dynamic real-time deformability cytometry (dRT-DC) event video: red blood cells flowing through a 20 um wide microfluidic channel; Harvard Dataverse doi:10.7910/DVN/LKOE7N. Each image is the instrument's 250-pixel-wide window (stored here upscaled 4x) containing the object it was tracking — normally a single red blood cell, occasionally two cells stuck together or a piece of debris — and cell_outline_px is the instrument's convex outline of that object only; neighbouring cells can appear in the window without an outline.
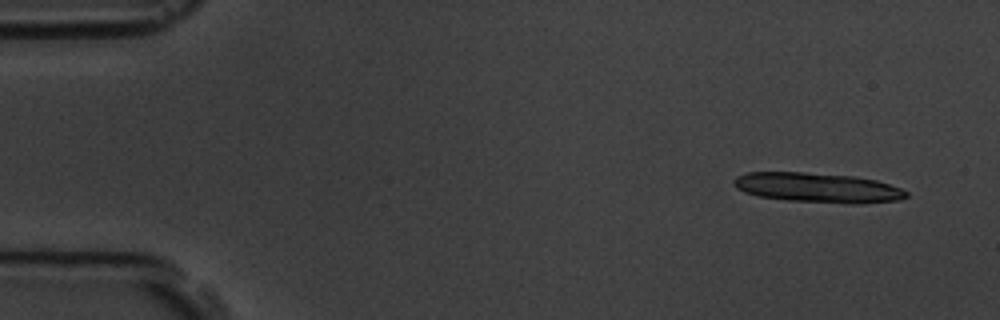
{"species": "common noctule bat (a hibernating species)", "species_latin": "Nyctalus noctula", "temperature_condition": "room temperature", "stored_images_in_passage": 7, "segment_of_instrument_passage": [1, 2], "camera_frame_rate_fps": 3000, "um_per_image_px": 0.085, "animal": {"sex": "male", "body_mass_g": 19.5, "forearm_length_mm": 54.6}, "frame": {"image": 1, "passage_image": 2, "time_ms": 1.0, "image_size_px": [1000, 320], "cell_outline_px": [[908, 196], [900, 200], [860, 204], [852, 204], [788, 200], [756, 196], [744, 192], [736, 188], [732, 184], [732, 180], [736, 176], [748, 172], [804, 172], [856, 176], [876, 180], [900, 188], [908, 192]], "centroid_in_image_um": [69.49, 15.95], "position_along_channel_um": 15.5, "area_um2": 30.17}}